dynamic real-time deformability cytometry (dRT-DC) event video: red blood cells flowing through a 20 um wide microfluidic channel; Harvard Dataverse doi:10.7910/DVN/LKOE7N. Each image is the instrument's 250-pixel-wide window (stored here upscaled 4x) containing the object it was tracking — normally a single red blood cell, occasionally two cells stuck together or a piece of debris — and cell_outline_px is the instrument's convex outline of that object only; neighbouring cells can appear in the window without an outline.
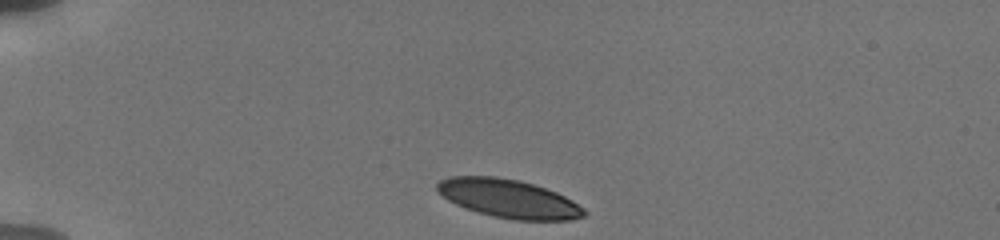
{"species": "human", "species_latin": "Homo sapiens", "temperature_condition": "cold", "stored_images_in_passage": 41, "camera_frame_rate_fps": 3000, "um_per_image_px": 0.085, "donor": {"sex": "male"}, "frame": {"image": 1, "passage_image": 1, "time_ms": 0.0, "image_size_px": [1000, 240], "cell_outline_px": [[588, 212], [584, 216], [572, 220], [516, 220], [496, 216], [464, 208], [448, 200], [436, 188], [436, 184], [440, 180], [448, 176], [496, 176], [520, 180], [556, 192], [572, 200], [584, 208]], "centroid_in_image_um": [43.25, 16.87], "position_along_channel_um": 41.8, "area_um2": 32.77}}
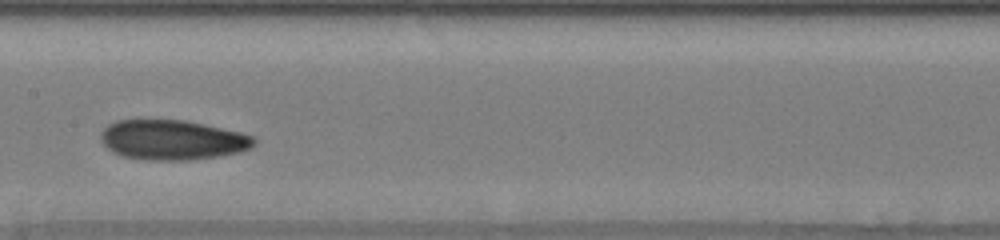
{"frame": {"image": 2, "passage_image": 18, "time_ms": 5.333, "image_size_px": [1000, 240], "cell_outline_px": [[256, 144], [252, 148], [240, 152], [220, 156], [188, 160], [148, 160], [120, 156], [112, 152], [100, 140], [100, 132], [108, 124], [116, 120], [188, 120], [240, 132], [252, 136], [256, 140]], "centroid_in_image_um": [14.65, 11.89], "position_along_channel_um": 192.7, "area_um2": 35.95}}
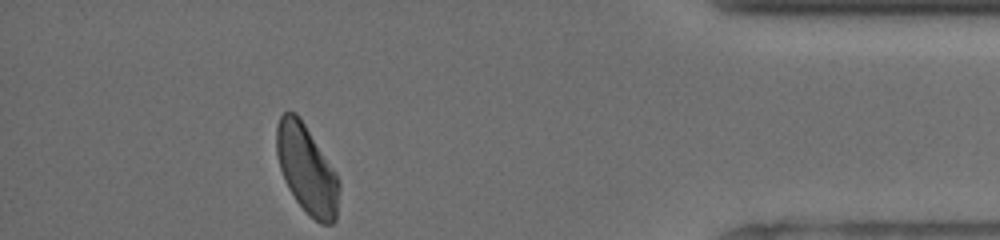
{"frame": {"image": 3, "passage_image": 40, "time_ms": 12.0, "image_size_px": [1000, 240], "cell_outline_px": [[340, 188], [336, 220], [332, 224], [320, 224], [296, 200], [288, 188], [284, 180], [280, 168], [276, 152], [276, 128], [280, 116], [284, 112], [296, 112], [300, 116], [336, 172], [340, 180]], "centroid_in_image_um": [26.09, 14.37], "position_along_channel_um": 409.1, "area_um2": 32.31}, "authors_computed_cell_mechanics": {"area_um2": 34.5066, "velocity_mm_per_s": 3.795, "shape_relaxation_time_tau1_ms": 3.7648, "shape_relaxation_time_tau2_ms": 4.1558, "deformation_change_tau1": 0.1383, "deformation_change_tau2": 0.1105}}